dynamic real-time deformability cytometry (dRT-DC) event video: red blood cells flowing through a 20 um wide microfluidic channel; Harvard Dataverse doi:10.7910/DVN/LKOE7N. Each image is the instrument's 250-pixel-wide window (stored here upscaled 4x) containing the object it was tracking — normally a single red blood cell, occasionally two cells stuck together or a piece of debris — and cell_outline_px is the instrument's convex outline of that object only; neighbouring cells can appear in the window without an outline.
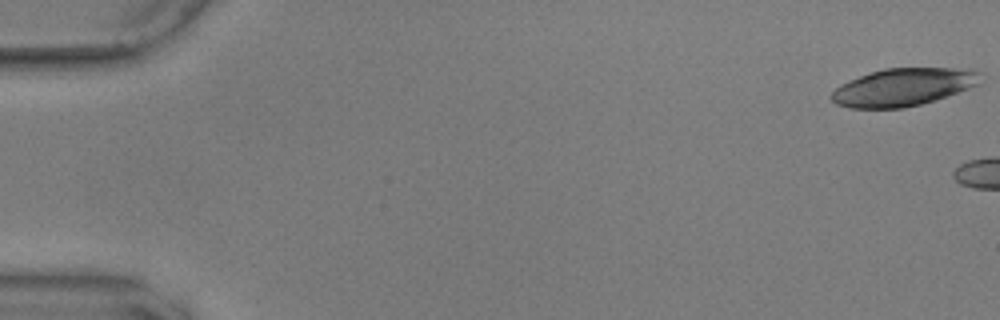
{"species": "common noctule bat (a hibernating species)", "species_latin": "Nyctalus noctula", "temperature_condition": "warm", "stored_images_in_passage": 5, "camera_frame_rate_fps": 3000, "um_per_image_px": 0.085, "animal": {"sex": "male", "body_mass_g": 17.9, "forearm_length_mm": 54.2}, "frame": {"image": 1, "passage_image": 1, "time_ms": 0.0, "image_size_px": [1000, 320], "cell_outline_px": [[980, 84], [920, 104], [904, 108], [852, 108], [836, 104], [828, 96], [840, 84], [848, 80], [884, 68], [952, 68], [980, 72]], "centroid_in_image_um": [76.7, 7.41], "position_along_channel_um": 8.3, "area_um2": 32.25}}